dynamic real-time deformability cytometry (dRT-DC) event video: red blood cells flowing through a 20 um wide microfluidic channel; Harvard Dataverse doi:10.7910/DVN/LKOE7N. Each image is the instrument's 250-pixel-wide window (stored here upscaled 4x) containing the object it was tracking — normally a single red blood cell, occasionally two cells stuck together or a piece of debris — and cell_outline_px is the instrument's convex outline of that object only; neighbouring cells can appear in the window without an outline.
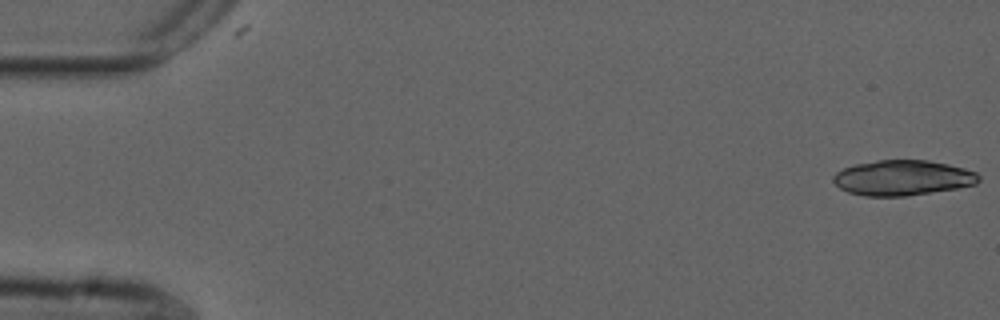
{"species": "common noctule bat (a hibernating species)", "species_latin": "Nyctalus noctula", "temperature_condition": "cold", "stored_images_in_passage": 20, "camera_frame_rate_fps": 3000, "um_per_image_px": 0.085, "animal": {"sex": "male", "forearm_length_mm": 52.5}, "frame": {"image": 1, "passage_image": 1, "time_ms": 0.0, "image_size_px": [1000, 320], "cell_outline_px": [[980, 180], [976, 184], [956, 188], [904, 196], [864, 196], [848, 192], [840, 188], [832, 180], [832, 176], [836, 172], [844, 168], [856, 164], [876, 160], [928, 160], [948, 164], [964, 168], [976, 172], [980, 176]], "centroid_in_image_um": [76.71, 15.11], "position_along_channel_um": 8.3, "area_um2": 29.82}}